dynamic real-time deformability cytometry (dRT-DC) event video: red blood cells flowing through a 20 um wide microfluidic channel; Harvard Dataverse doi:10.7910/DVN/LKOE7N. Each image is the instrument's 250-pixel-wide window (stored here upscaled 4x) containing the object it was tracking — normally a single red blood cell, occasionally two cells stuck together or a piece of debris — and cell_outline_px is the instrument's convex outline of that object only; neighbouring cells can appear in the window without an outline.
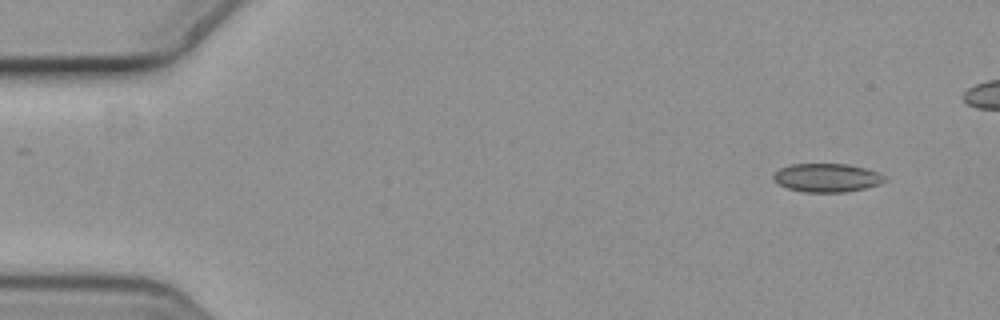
{"species": "common noctule bat (a hibernating species)", "species_latin": "Nyctalus noctula", "temperature_condition": "cold", "stored_images_in_passage": 2, "camera_frame_rate_fps": 3000, "um_per_image_px": 0.085, "animal": {"sex": "female", "body_mass_g": 19.3, "forearm_length_mm": 54.1}, "frame": {"image": 1, "passage_image": 2, "time_ms": 0.333, "image_size_px": [1000, 320], "cell_outline_px": [[884, 180], [880, 184], [864, 188], [844, 192], [808, 192], [788, 188], [780, 184], [772, 176], [780, 168], [792, 164], [848, 164], [864, 168], [876, 172], [884, 176]], "centroid_in_image_um": [70.28, 15.1], "position_along_channel_um": 14.7, "area_um2": 18.09}}